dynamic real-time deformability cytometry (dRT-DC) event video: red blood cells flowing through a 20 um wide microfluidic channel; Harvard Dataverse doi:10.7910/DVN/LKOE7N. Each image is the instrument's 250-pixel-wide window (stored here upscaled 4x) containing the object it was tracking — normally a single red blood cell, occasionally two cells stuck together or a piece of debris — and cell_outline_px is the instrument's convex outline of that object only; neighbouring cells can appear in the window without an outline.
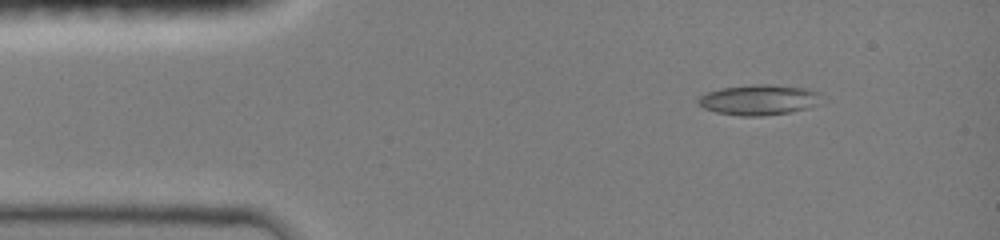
{"species": "common noctule bat (a hibernating species)", "species_latin": "Nyctalus noctula", "temperature_condition": "room temperature", "stored_images_in_passage": 4, "camera_frame_rate_fps": 3000, "um_per_image_px": 0.085, "animal": {"sex": "female", "body_mass_g": 19.0, "forearm_length_mm": 51.5}, "frame": {"image": 1, "passage_image": 2, "time_ms": 1.0, "image_size_px": [1000, 240], "cell_outline_px": [[824, 104], [792, 112], [760, 116], [740, 116], [716, 112], [704, 108], [696, 100], [700, 96], [708, 92], [720, 88], [756, 84], [768, 84], [804, 88], [820, 92]], "centroid_in_image_um": [64.58, 8.49], "position_along_channel_um": 20.4, "area_um2": 22.08}}